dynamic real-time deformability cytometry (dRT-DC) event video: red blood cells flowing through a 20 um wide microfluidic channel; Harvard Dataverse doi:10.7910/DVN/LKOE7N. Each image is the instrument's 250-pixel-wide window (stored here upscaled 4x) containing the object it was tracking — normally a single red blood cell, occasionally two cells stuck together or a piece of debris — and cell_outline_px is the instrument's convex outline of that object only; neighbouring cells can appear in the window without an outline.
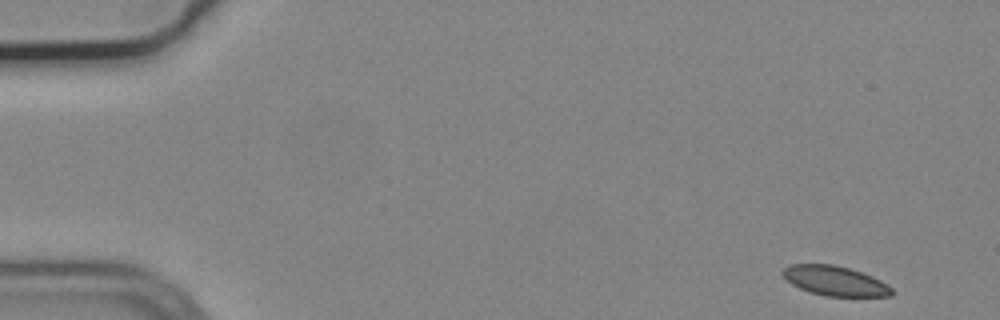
{"species": "common noctule bat (a hibernating species)", "species_latin": "Nyctalus noctula", "temperature_condition": "cold", "stored_images_in_passage": 5, "camera_frame_rate_fps": 3000, "um_per_image_px": 0.085, "animal": {"sex": "male", "body_mass_g": 19.2, "forearm_length_mm": 51.8}, "frame": {"image": 1, "passage_image": 1, "time_ms": 0.0, "image_size_px": [1000, 320], "cell_outline_px": [[892, 296], [824, 296], [800, 288], [792, 284], [780, 272], [788, 264], [832, 264], [848, 268], [872, 276], [888, 284], [892, 288]], "centroid_in_image_um": [70.97, 23.87], "position_along_channel_um": 14.0, "area_um2": 18.73}}
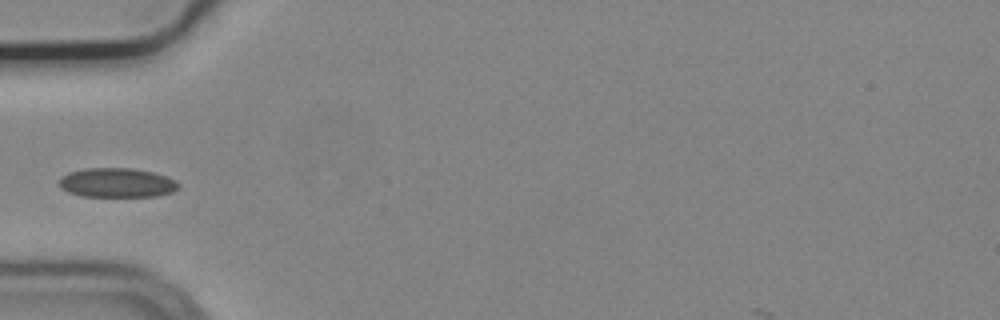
{"frame": {"image": 2, "passage_image": 4, "time_ms": 1.0, "image_size_px": [1000, 320], "cell_outline_px": [[180, 188], [172, 192], [156, 196], [80, 196], [68, 192], [60, 188], [60, 180], [68, 172], [84, 168], [132, 168], [152, 172], [168, 176], [176, 180], [180, 184]], "centroid_in_image_um": [9.97, 15.53], "position_along_channel_um": 75.0, "area_um2": 20.52}}
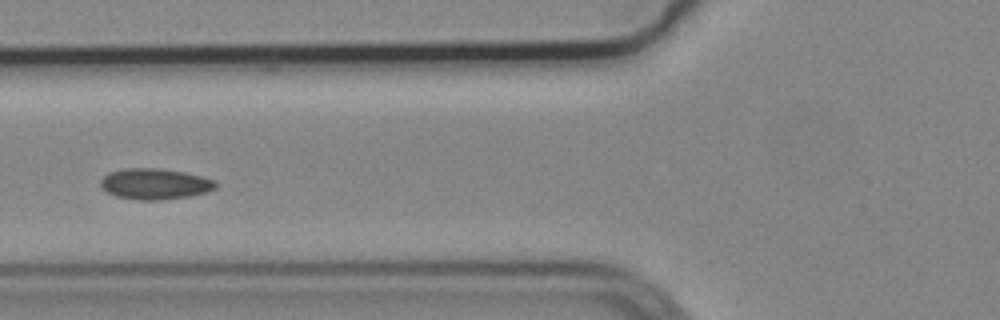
{"frame": {"image": 3, "passage_image": 5, "time_ms": 1.333, "image_size_px": [1000, 320], "cell_outline_px": [[216, 188], [208, 192], [188, 196], [160, 200], [140, 200], [116, 196], [100, 188], [100, 180], [108, 172], [124, 168], [156, 168], [184, 172], [216, 180]], "centroid_in_image_um": [13.14, 15.63], "position_along_channel_um": 112.7, "area_um2": 20.75}}